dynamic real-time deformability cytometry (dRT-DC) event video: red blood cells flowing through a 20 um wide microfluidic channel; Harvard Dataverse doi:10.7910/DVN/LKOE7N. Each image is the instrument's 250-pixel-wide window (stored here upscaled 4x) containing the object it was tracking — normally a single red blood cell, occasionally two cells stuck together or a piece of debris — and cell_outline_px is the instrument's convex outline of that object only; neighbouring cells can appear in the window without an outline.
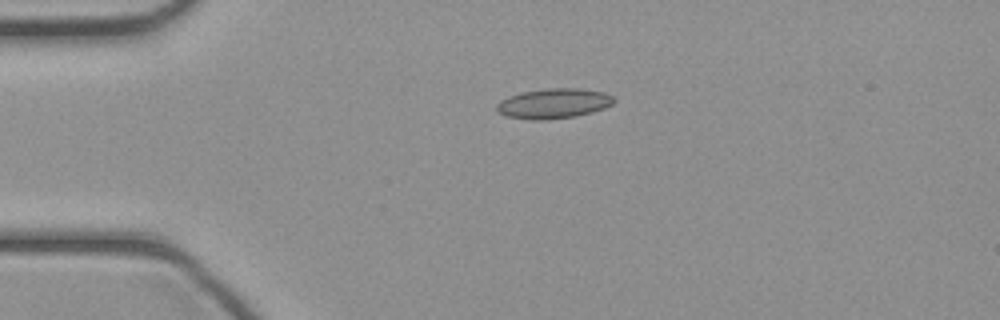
{"species": "common noctule bat (a hibernating species)", "species_latin": "Nyctalus noctula", "temperature_condition": "cold", "stored_images_in_passage": 36, "camera_frame_rate_fps": 3000, "um_per_image_px": 0.085, "animal": {"sex": "female", "body_mass_g": 21.9}, "frame": {"image": 1, "passage_image": 2, "time_ms": 0.333, "image_size_px": [1000, 320], "cell_outline_px": [[616, 100], [612, 104], [604, 108], [592, 112], [576, 116], [548, 120], [532, 120], [508, 116], [496, 112], [496, 104], [500, 100], [508, 96], [520, 92], [544, 88], [580, 88], [604, 92], [612, 96]], "centroid_in_image_um": [47.04, 8.79], "position_along_channel_um": 38.0, "area_um2": 20.75}}
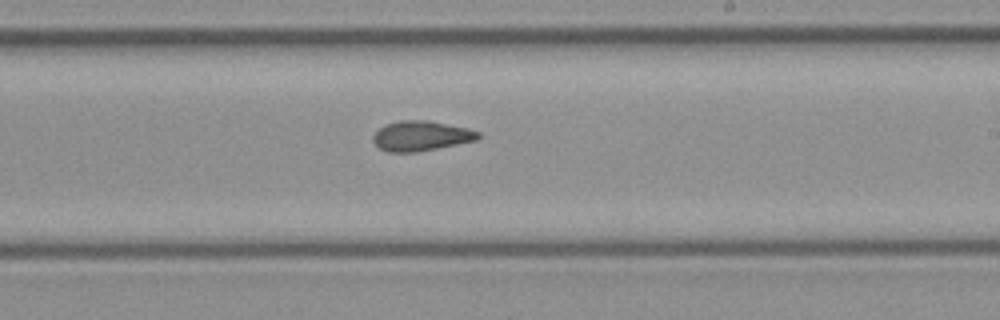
{"frame": {"image": 2, "passage_image": 18, "time_ms": 5.667, "image_size_px": [1000, 320], "cell_outline_px": [[480, 136], [476, 140], [416, 152], [388, 152], [380, 148], [372, 140], [372, 136], [384, 124], [400, 120], [428, 120], [468, 128], [480, 132]], "centroid_in_image_um": [35.77, 11.54], "position_along_channel_um": 253.2, "area_um2": 18.26}}
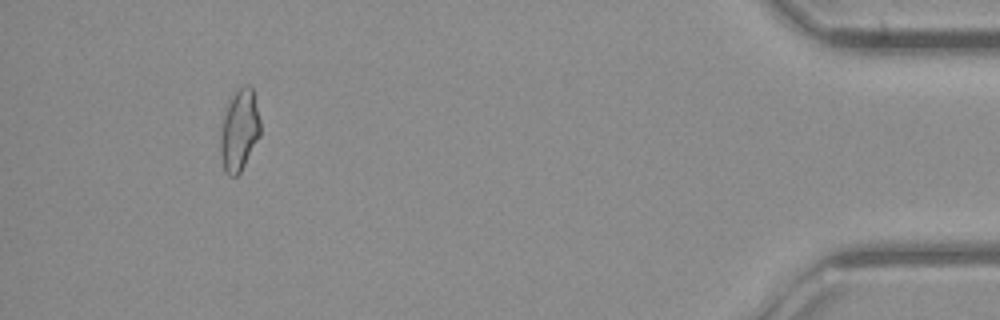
{"frame": {"image": 3, "passage_image": 33, "time_ms": 10.667, "image_size_px": [1000, 320], "cell_outline_px": [[260, 136], [240, 172], [236, 176], [228, 176], [224, 172], [220, 156], [220, 132], [228, 100], [244, 84], [248, 84], [252, 88], [260, 120]], "centroid_in_image_um": [20.33, 11.1], "position_along_channel_um": 414.9, "area_um2": 18.96}}